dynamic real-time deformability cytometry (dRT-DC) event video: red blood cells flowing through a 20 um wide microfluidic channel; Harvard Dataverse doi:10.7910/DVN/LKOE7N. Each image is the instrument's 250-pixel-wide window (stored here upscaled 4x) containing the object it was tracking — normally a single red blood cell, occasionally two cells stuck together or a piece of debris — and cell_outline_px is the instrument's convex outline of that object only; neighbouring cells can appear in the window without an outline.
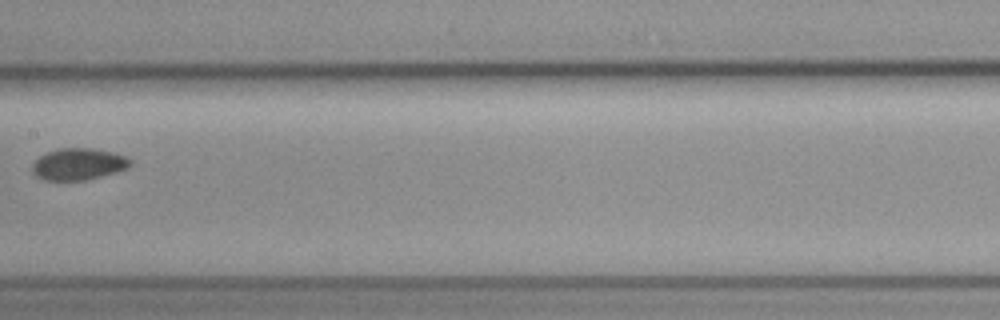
{"species": "common noctule bat (a hibernating species)", "species_latin": "Nyctalus noctula", "temperature_condition": "cold", "stored_images_in_passage": 8, "camera_frame_rate_fps": 3000, "um_per_image_px": 0.085, "animal": {"sex": "female", "body_mass_g": 19.3, "forearm_length_mm": 54.1}, "frame": {"image": 1, "passage_image": 8, "time_ms": 2.333, "image_size_px": [1000, 320], "cell_outline_px": [[132, 164], [128, 168], [116, 172], [84, 180], [48, 180], [36, 176], [32, 172], [32, 164], [40, 156], [48, 152], [60, 148], [96, 148], [112, 152], [124, 156], [132, 160]], "centroid_in_image_um": [6.68, 13.94], "position_along_channel_um": 200.7, "area_um2": 18.03}}